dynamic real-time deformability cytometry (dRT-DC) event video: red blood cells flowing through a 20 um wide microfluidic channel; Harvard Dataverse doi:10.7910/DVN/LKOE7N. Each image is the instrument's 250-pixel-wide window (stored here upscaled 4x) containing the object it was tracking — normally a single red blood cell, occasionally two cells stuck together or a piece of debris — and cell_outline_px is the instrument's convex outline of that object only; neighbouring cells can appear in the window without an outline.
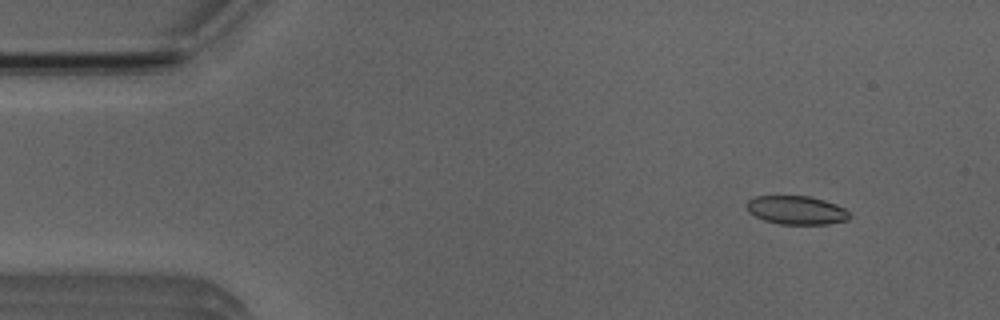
{"species": "Egyptian fruit bat (a non-hibernating species)", "species_latin": "Rousettus aegyptiacus", "temperature_condition": "room temperature", "stored_images_in_passage": 7, "camera_frame_rate_fps": 3000, "um_per_image_px": 0.085, "animal": {"sex": "male"}, "frame": {"image": 1, "passage_image": 2, "time_ms": 1.333, "image_size_px": [1000, 320], "cell_outline_px": [[852, 216], [848, 220], [828, 224], [780, 224], [764, 220], [748, 212], [744, 204], [748, 200], [756, 196], [808, 196], [824, 200], [836, 204], [844, 208]], "centroid_in_image_um": [67.69, 17.86], "position_along_channel_um": 17.3, "area_um2": 17.22}}